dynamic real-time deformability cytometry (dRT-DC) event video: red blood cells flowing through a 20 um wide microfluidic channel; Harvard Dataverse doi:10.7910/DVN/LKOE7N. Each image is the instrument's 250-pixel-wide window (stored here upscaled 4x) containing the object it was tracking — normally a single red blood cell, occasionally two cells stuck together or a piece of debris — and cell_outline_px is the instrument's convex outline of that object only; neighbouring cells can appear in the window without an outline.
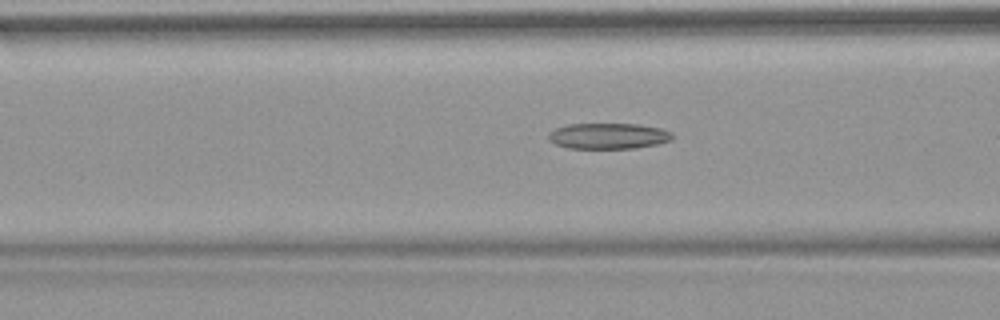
{"species": "common noctule bat (a hibernating species)", "species_latin": "Nyctalus noctula", "temperature_condition": "warm", "stored_images_in_passage": 9, "camera_frame_rate_fps": 3000, "um_per_image_px": 0.085, "animal": {"sex": "female", "body_mass_g": 18.4}, "frame": {"image": 1, "passage_image": 7, "time_ms": 2.0, "image_size_px": [1000, 320], "cell_outline_px": [[672, 136], [668, 140], [656, 144], [632, 148], [568, 148], [556, 144], [548, 140], [548, 132], [556, 128], [568, 124], [640, 124], [664, 128], [672, 132]], "centroid_in_image_um": [51.68, 11.54], "position_along_channel_um": 114.9, "area_um2": 18.61}}